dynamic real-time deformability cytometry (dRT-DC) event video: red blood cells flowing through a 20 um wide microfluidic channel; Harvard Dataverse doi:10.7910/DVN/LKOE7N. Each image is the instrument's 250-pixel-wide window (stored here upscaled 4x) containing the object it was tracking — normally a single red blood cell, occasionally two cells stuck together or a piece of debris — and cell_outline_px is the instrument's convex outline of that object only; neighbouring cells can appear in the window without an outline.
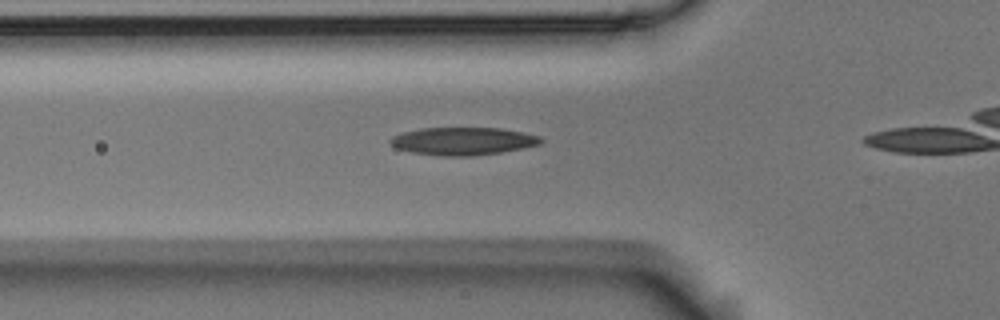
{"species": "Egyptian fruit bat (a non-hibernating species)", "species_latin": "Rousettus aegyptiacus", "temperature_condition": "room temperature", "stored_images_in_passage": 8, "camera_frame_rate_fps": 3000, "um_per_image_px": 0.085, "animal": {"sex": "male"}, "frame": {"image": 1, "passage_image": 3, "time_ms": 0.667, "image_size_px": [1000, 320], "cell_outline_px": [[544, 140], [540, 144], [500, 152], [472, 156], [444, 156], [412, 152], [396, 148], [388, 140], [392, 136], [400, 132], [420, 128], [500, 128], [524, 132], [540, 136]], "centroid_in_image_um": [39.33, 11.98], "position_along_channel_um": 86.5, "area_um2": 24.33}}
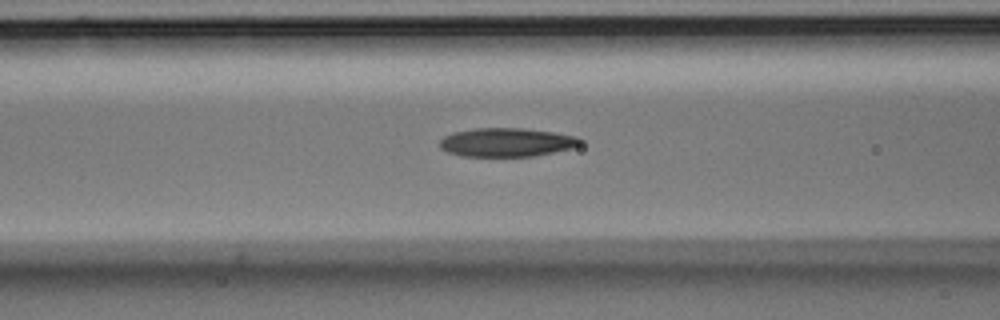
{"frame": {"image": 2, "passage_image": 6, "time_ms": 1.667, "image_size_px": [1000, 320], "cell_outline_px": [[584, 140], [580, 144], [572, 148], [536, 156], [460, 156], [448, 152], [440, 148], [440, 140], [444, 136], [452, 132], [476, 128], [524, 128], [552, 132], [576, 136]], "centroid_in_image_um": [43.06, 12.09], "position_along_channel_um": 123.5, "area_um2": 23.58}}